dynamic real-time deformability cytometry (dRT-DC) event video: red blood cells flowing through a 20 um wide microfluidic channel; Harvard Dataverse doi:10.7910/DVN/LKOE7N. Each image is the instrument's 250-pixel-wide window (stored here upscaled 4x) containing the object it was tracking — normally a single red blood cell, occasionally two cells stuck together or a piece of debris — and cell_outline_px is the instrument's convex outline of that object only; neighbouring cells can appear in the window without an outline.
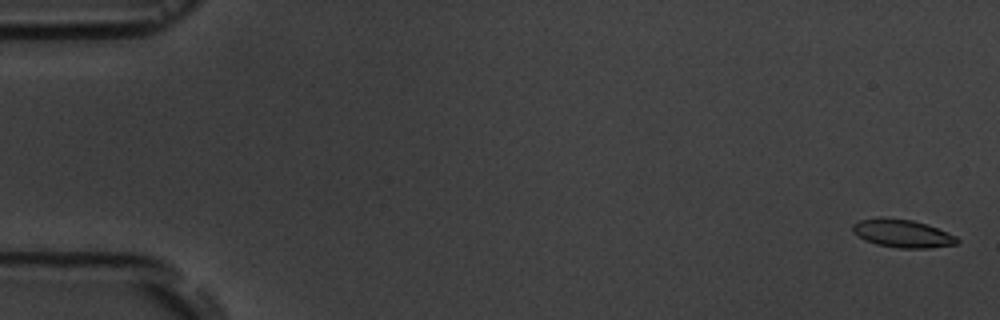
{"species": "common noctule bat (a hibernating species)", "species_latin": "Nyctalus noctula", "temperature_condition": "room temperature", "stored_images_in_passage": 11, "camera_frame_rate_fps": 3000, "um_per_image_px": 0.085, "animal": {"sex": "male", "body_mass_g": 19.5, "forearm_length_mm": 54.6}, "frame": {"image": 1, "passage_image": 1, "time_ms": 0.0, "image_size_px": [1000, 320], "cell_outline_px": [[960, 240], [956, 244], [928, 248], [900, 248], [876, 244], [864, 240], [852, 232], [852, 224], [860, 220], [880, 216], [912, 220], [928, 224], [956, 236]], "centroid_in_image_um": [76.67, 19.83], "position_along_channel_um": 8.3, "area_um2": 17.22}}
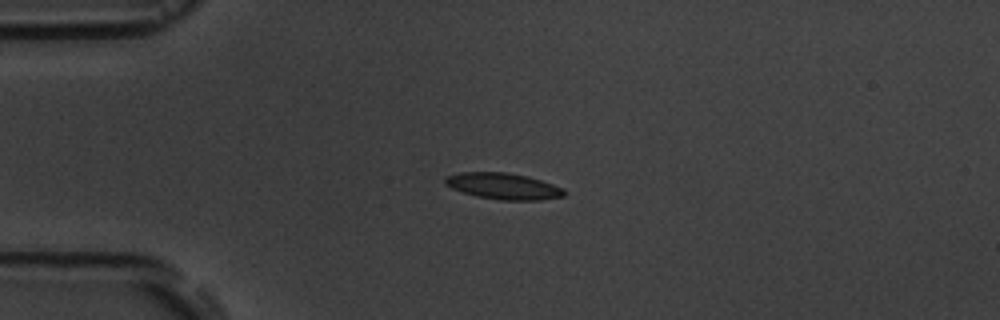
{"frame": {"image": 2, "passage_image": 4, "time_ms": 4.333, "image_size_px": [1000, 320], "cell_outline_px": [[568, 192], [564, 196], [540, 200], [500, 200], [476, 196], [452, 188], [444, 184], [444, 176], [460, 172], [508, 172], [528, 176], [564, 188]], "centroid_in_image_um": [42.79, 15.82], "position_along_channel_um": 42.2, "area_um2": 18.38}}
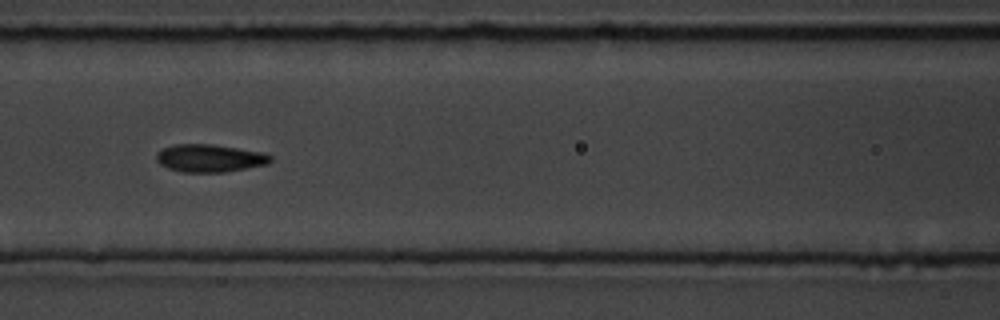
{"frame": {"image": 3, "passage_image": 7, "time_ms": 8.0, "image_size_px": [1000, 320], "cell_outline_px": [[272, 160], [268, 164], [224, 172], [180, 172], [168, 168], [160, 164], [156, 160], [156, 152], [164, 148], [176, 144], [212, 144], [260, 152], [272, 156]], "centroid_in_image_um": [17.79, 13.45], "position_along_channel_um": 148.8, "area_um2": 18.32}}